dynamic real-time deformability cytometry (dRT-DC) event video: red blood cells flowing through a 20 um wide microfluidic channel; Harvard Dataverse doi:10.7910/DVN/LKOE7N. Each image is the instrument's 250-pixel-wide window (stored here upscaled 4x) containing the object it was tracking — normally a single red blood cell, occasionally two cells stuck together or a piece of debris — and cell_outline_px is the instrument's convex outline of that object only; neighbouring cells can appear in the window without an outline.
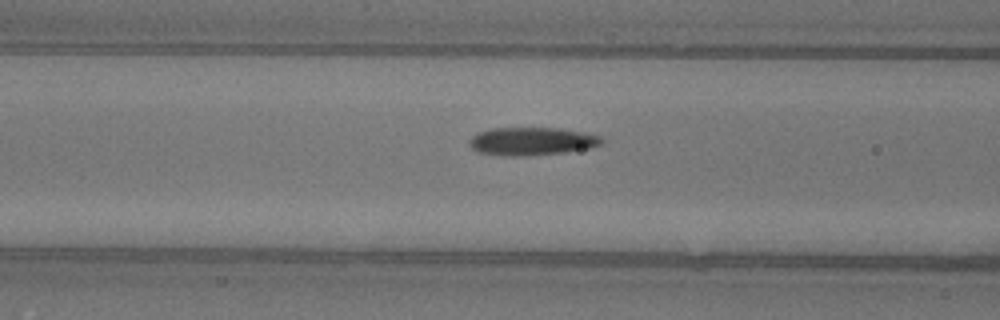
{"species": "common noctule bat (a hibernating species)", "species_latin": "Nyctalus noctula", "temperature_condition": "warm", "stored_images_in_passage": 36, "camera_frame_rate_fps": 3000, "um_per_image_px": 0.085, "animal": {"sex": "female"}, "frame": {"image": 1, "passage_image": 11, "time_ms": 3.333, "image_size_px": [1000, 320], "cell_outline_px": [[604, 144], [588, 148], [564, 152], [524, 156], [508, 156], [476, 152], [468, 144], [468, 140], [476, 132], [492, 128], [560, 128], [584, 132], [600, 136], [604, 140]], "centroid_in_image_um": [45.18, 12.0], "position_along_channel_um": 121.4, "area_um2": 21.79}, "authors_computed_cell_mechanics": {"area_um2": 21.5594, "velocity_mm_per_s": 4.0351, "shape_relaxation_time_tau1_ms": 3.6974, "shape_relaxation_time_tau2_ms": 1.8806, "deformation_change_tau1": 0.1693, "deformation_change_tau2": 0.0872}}